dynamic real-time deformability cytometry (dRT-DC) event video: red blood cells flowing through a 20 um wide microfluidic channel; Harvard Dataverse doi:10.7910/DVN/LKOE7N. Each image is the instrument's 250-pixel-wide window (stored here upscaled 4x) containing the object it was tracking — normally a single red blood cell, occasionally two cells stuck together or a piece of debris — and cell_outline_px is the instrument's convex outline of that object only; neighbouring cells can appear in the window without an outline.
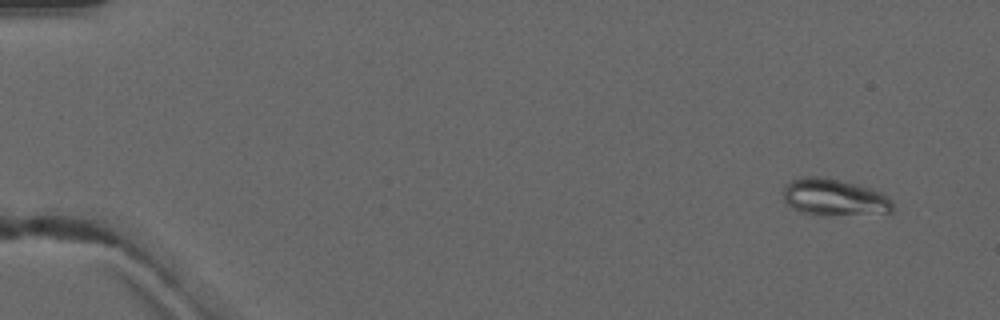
{"species": "common noctule bat (a hibernating species)", "species_latin": "Nyctalus noctula", "temperature_condition": "warm", "stored_images_in_passage": 4, "camera_frame_rate_fps": 3000, "um_per_image_px": 0.085, "animal": {"sex": "male", "forearm_length_mm": 52.5}, "frame": {"image": 1, "passage_image": 1, "time_ms": 0.0, "image_size_px": [1000, 320], "cell_outline_px": [[892, 212], [820, 216], [800, 212], [792, 208], [784, 200], [784, 188], [792, 180], [804, 176], [824, 176], [856, 184], [880, 192], [888, 196], [892, 200]], "centroid_in_image_um": [70.89, 16.78], "position_along_channel_um": 14.1, "area_um2": 23.52}}